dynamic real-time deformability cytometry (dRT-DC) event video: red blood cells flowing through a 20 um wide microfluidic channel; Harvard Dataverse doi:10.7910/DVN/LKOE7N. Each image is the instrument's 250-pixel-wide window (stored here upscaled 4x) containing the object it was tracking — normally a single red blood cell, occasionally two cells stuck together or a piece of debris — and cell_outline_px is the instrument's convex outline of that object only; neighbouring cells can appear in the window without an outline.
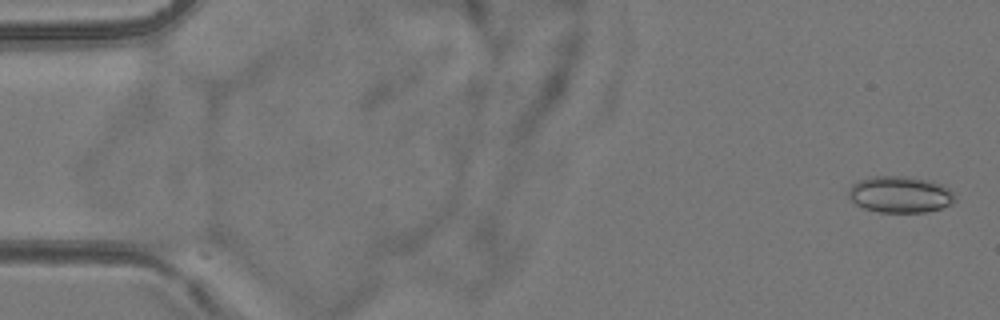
{"species": "common noctule bat (a hibernating species)", "species_latin": "Nyctalus noctula", "temperature_condition": "room temperature", "stored_images_in_passage": 7, "camera_frame_rate_fps": 3000, "um_per_image_px": 0.085, "animal": {"sex": "female", "body_mass_g": 24.6, "forearm_length_mm": 56.2}, "frame": {"image": 1, "passage_image": 1, "time_ms": 0.0, "image_size_px": [1000, 320], "cell_outline_px": [[956, 200], [952, 204], [940, 208], [924, 212], [880, 212], [864, 208], [856, 204], [848, 196], [848, 192], [852, 184], [860, 180], [872, 176], [904, 176], [928, 180], [940, 184], [948, 188], [956, 196]], "centroid_in_image_um": [76.51, 16.53], "position_along_channel_um": 8.5, "area_um2": 22.54}}